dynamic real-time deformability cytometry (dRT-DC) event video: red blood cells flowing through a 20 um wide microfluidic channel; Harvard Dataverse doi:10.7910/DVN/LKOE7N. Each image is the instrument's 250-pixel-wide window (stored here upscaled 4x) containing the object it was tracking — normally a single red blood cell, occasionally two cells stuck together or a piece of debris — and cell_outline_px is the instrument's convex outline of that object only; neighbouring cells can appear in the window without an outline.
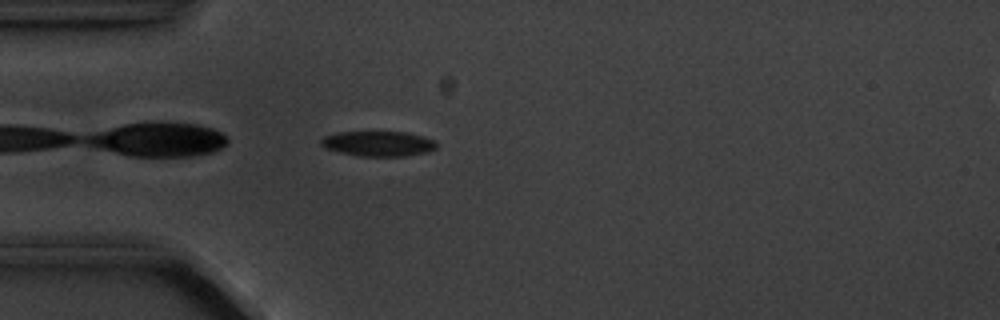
{"species": "common noctule bat (a hibernating species)", "species_latin": "Nyctalus noctula", "temperature_condition": "cold", "stored_images_in_passage": 5, "camera_frame_rate_fps": 3000, "um_per_image_px": 0.085, "animal": {"sex": "male", "body_mass_g": 20.1, "forearm_length_mm": 53.5}, "frame": {"image": 1, "passage_image": 5, "time_ms": 4.667, "image_size_px": [1000, 320], "cell_outline_px": [[436, 148], [428, 152], [404, 156], [356, 156], [324, 148], [320, 144], [320, 140], [324, 136], [336, 132], [408, 132], [424, 136], [432, 140], [436, 144]], "centroid_in_image_um": [32.12, 12.21], "position_along_channel_um": 52.9, "area_um2": 16.99}}